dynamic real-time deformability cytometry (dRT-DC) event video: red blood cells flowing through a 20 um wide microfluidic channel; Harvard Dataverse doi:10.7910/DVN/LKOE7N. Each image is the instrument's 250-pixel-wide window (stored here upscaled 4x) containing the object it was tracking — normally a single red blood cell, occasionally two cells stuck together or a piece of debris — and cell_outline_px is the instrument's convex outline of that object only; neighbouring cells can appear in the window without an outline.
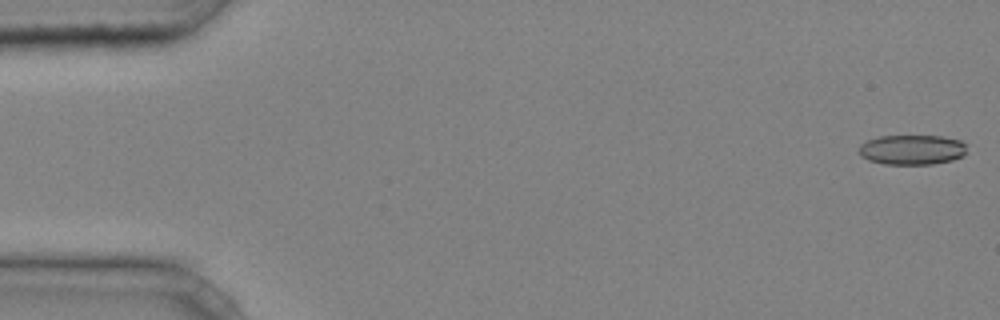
{"species": "common noctule bat (a hibernating species)", "species_latin": "Nyctalus noctula", "temperature_condition": "cold", "stored_images_in_passage": 44, "camera_frame_rate_fps": 3000, "um_per_image_px": 0.085, "animal": {"sex": "male", "body_mass_g": 20.4}, "frame": {"image": 1, "passage_image": 1, "time_ms": 0.0, "image_size_px": [1000, 320], "cell_outline_px": [[964, 156], [952, 160], [932, 164], [884, 164], [868, 160], [860, 156], [860, 144], [868, 140], [880, 136], [940, 136], [960, 140], [964, 144]], "centroid_in_image_um": [77.5, 12.73], "position_along_channel_um": 7.5, "area_um2": 18.67}}
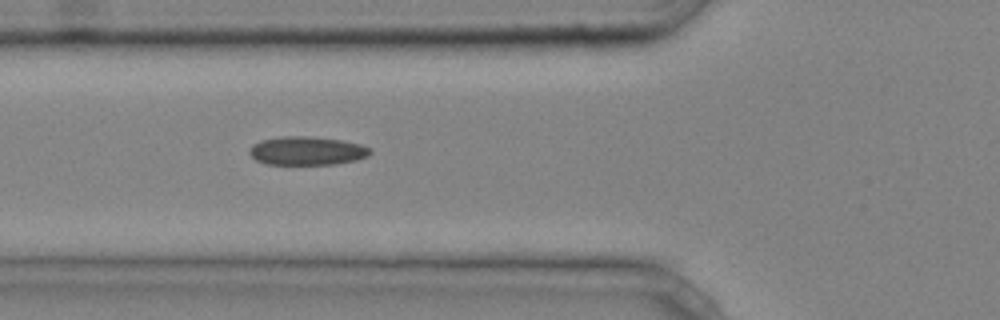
{"frame": {"image": 2, "passage_image": 17, "time_ms": 5.333, "image_size_px": [1000, 320], "cell_outline_px": [[372, 152], [368, 156], [356, 160], [332, 164], [264, 164], [256, 160], [248, 152], [252, 144], [260, 140], [284, 136], [304, 136], [340, 140], [360, 144], [368, 148]], "centroid_in_image_um": [26.05, 12.82], "position_along_channel_um": 99.8, "area_um2": 19.94}}
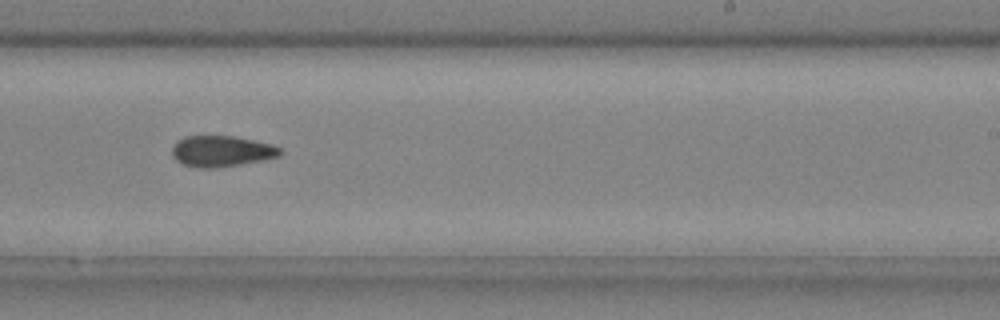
{"frame": {"image": 3, "passage_image": 29, "time_ms": 9.333, "image_size_px": [1000, 320], "cell_outline_px": [[284, 152], [280, 156], [240, 164], [216, 168], [196, 168], [184, 164], [176, 160], [172, 156], [172, 148], [184, 136], [232, 136], [272, 144], [280, 148]], "centroid_in_image_um": [18.84, 12.86], "position_along_channel_um": 270.2, "area_um2": 19.36}, "authors_computed_cell_mechanics": {"area_um2": 19.363, "velocity_mm_per_s": 4.256, "shape_relaxation_time_tau1_ms": null, "shape_relaxation_time_tau2_ms": 3.3896, "deformation_change_tau1": null, "deformation_change_tau2": 0.1018}}